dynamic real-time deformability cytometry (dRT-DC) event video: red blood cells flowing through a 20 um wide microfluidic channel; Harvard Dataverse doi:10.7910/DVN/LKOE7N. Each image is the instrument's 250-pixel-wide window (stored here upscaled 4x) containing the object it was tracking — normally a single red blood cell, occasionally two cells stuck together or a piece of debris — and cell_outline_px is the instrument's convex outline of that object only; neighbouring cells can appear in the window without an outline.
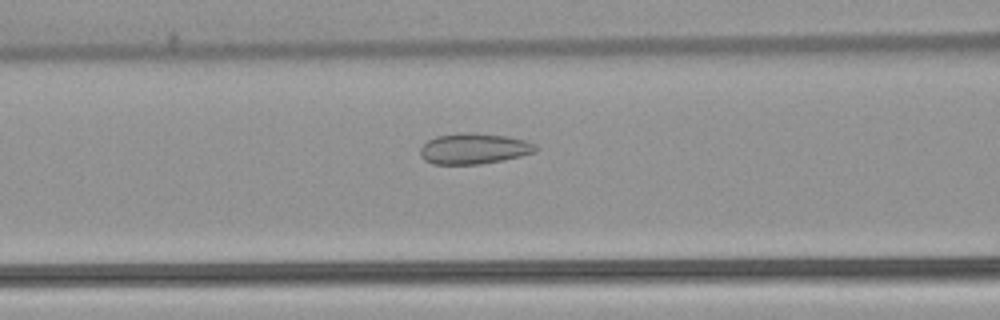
{"species": "common noctule bat (a hibernating species)", "species_latin": "Nyctalus noctula", "temperature_condition": "warm", "stored_images_in_passage": 53, "camera_frame_rate_fps": 3000, "um_per_image_px": 0.085, "animal": {"sex": "female", "body_mass_g": 22.7, "forearm_length_mm": 54.2}, "frame": {"image": 1, "passage_image": 22, "time_ms": 7.0, "image_size_px": [1000, 320], "cell_outline_px": [[540, 148], [536, 152], [504, 160], [480, 164], [432, 164], [424, 160], [420, 156], [420, 148], [428, 140], [436, 136], [460, 132], [472, 132], [508, 136], [524, 140], [536, 144]], "centroid_in_image_um": [40.3, 12.63], "position_along_channel_um": 126.3, "area_um2": 20.98}}
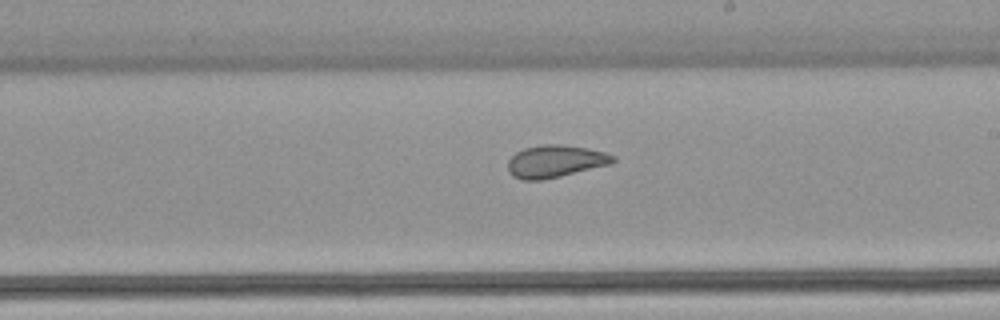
{"frame": {"image": 2, "passage_image": 31, "time_ms": 10.0, "image_size_px": [1000, 320], "cell_outline_px": [[616, 160], [612, 164], [544, 180], [520, 180], [512, 176], [508, 172], [508, 160], [516, 152], [524, 148], [544, 144], [560, 144], [588, 148], [604, 152], [616, 156]], "centroid_in_image_um": [47.2, 13.72], "position_along_channel_um": 241.8, "area_um2": 20.06}}
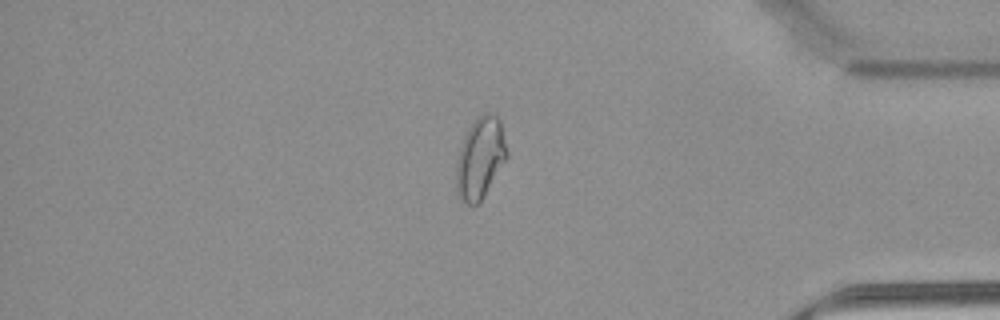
{"frame": {"image": 3, "passage_image": 45, "time_ms": 14.667, "image_size_px": [1000, 320], "cell_outline_px": [[508, 156], [480, 200], [476, 204], [468, 204], [456, 196], [456, 164], [460, 148], [464, 136], [468, 128], [476, 116], [488, 112], [492, 112], [500, 120], [508, 152]], "centroid_in_image_um": [40.8, 13.39], "position_along_channel_um": 394.4, "area_um2": 23.81}, "authors_computed_cell_mechanics": {"area_um2": 23.8136, "velocity_mm_per_s": 3.8555, "shape_relaxation_time_tau1_ms": null, "shape_relaxation_time_tau2_ms": 1.214, "deformation_change_tau1": null, "deformation_change_tau2": 0.0755}}